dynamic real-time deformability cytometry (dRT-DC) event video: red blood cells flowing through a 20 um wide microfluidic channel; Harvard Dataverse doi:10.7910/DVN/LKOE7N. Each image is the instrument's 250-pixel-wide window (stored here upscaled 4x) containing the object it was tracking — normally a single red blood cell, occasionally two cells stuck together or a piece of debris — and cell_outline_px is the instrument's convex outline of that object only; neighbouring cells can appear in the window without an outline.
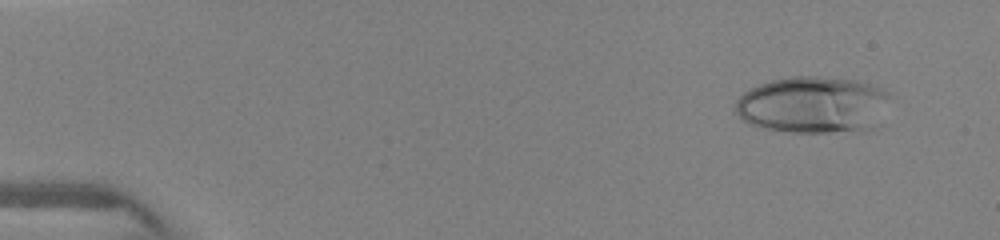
{"species": "human", "species_latin": "Homo sapiens", "temperature_condition": "warm", "stored_images_in_passage": 9, "camera_frame_rate_fps": 3000, "um_per_image_px": 0.085, "donor": {"sex": "female"}, "frame": {"image": 1, "passage_image": 1, "time_ms": 0.0, "image_size_px": [1000, 240], "cell_outline_px": [[888, 96], [856, 128], [828, 132], [792, 132], [764, 128], [748, 124], [736, 112], [736, 100], [744, 92], [760, 84], [772, 80], [792, 76], [820, 76], [856, 80], [872, 84], [888, 92]], "centroid_in_image_um": [68.81, 8.83], "position_along_channel_um": 16.2, "area_um2": 48.21}}
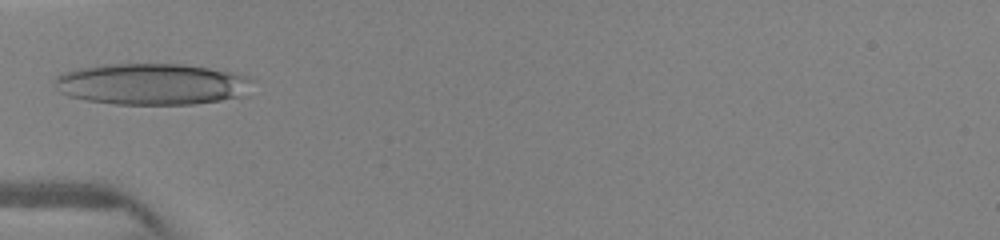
{"frame": {"image": 2, "passage_image": 7, "time_ms": 4.0, "image_size_px": [1000, 240], "cell_outline_px": [[256, 80], [236, 96], [220, 100], [192, 104], [116, 104], [88, 100], [68, 96], [60, 92], [56, 88], [56, 76], [64, 72], [80, 68], [100, 64], [184, 64], [232, 72], [248, 76]], "centroid_in_image_um": [12.86, 7.13], "position_along_channel_um": 72.1, "area_um2": 47.22}}
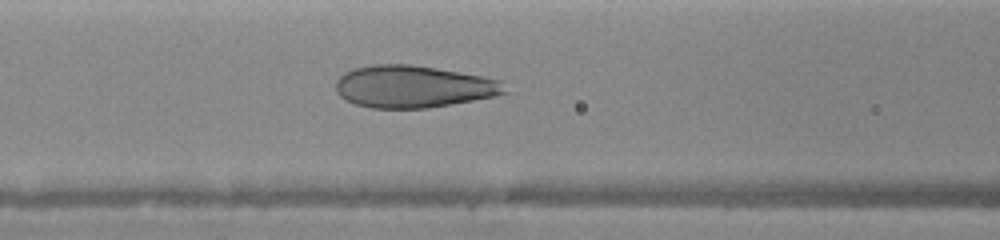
{"frame": {"image": 3, "passage_image": 9, "time_ms": 5.333, "image_size_px": [1000, 240], "cell_outline_px": [[508, 92], [492, 96], [452, 104], [428, 108], [372, 108], [356, 104], [344, 100], [336, 92], [336, 80], [344, 72], [356, 68], [372, 64], [412, 64], [484, 76], [500, 80]], "centroid_in_image_um": [35.1, 7.35], "position_along_channel_um": 131.5, "area_um2": 41.5}}